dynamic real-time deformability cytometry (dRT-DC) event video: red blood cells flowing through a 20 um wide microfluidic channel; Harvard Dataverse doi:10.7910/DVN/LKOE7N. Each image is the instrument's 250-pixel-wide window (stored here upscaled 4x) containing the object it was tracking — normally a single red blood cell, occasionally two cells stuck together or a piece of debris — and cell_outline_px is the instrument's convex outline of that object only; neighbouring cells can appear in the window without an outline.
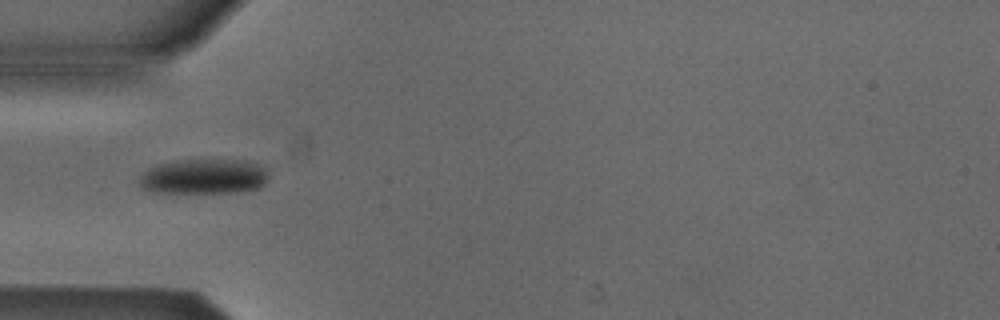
{"species": "Egyptian fruit bat (a non-hibernating species)", "species_latin": "Rousettus aegyptiacus", "temperature_condition": "cold", "stored_images_in_passage": 7, "camera_frame_rate_fps": 3000, "um_per_image_px": 0.085, "animal": {"sex": "male"}, "frame": {"image": 1, "passage_image": 5, "time_ms": 1.333, "image_size_px": [1000, 320], "cell_outline_px": [[268, 176], [264, 184], [260, 188], [236, 192], [156, 192], [144, 188], [140, 184], [140, 176], [148, 168], [156, 164], [176, 160], [252, 160], [268, 168]], "centroid_in_image_um": [17.39, 14.98], "position_along_channel_um": 67.6, "area_um2": 26.59}}
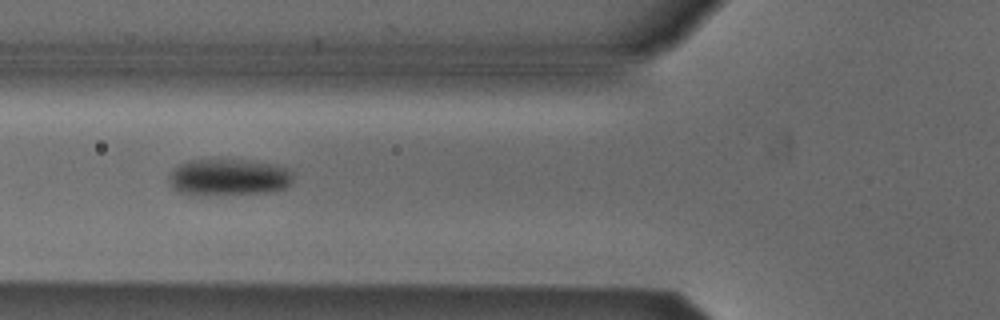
{"frame": {"image": 2, "passage_image": 6, "time_ms": 1.667, "image_size_px": [1000, 320], "cell_outline_px": [[292, 180], [284, 188], [272, 192], [208, 196], [196, 196], [180, 192], [172, 188], [172, 172], [180, 164], [188, 160], [240, 160], [272, 164], [288, 168], [292, 172]], "centroid_in_image_um": [19.45, 15.1], "position_along_channel_um": 106.3, "area_um2": 26.47}}
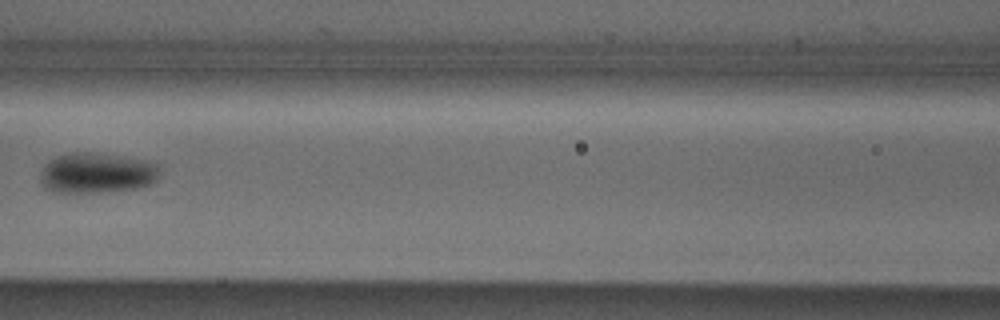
{"frame": {"image": 3, "passage_image": 7, "time_ms": 2.0, "image_size_px": [1000, 320], "cell_outline_px": [[160, 176], [152, 184], [136, 188], [100, 192], [52, 192], [44, 188], [40, 184], [40, 176], [44, 168], [56, 156], [72, 152], [88, 152], [124, 156], [156, 164]], "centroid_in_image_um": [8.21, 14.71], "position_along_channel_um": 158.4, "area_um2": 27.92}}